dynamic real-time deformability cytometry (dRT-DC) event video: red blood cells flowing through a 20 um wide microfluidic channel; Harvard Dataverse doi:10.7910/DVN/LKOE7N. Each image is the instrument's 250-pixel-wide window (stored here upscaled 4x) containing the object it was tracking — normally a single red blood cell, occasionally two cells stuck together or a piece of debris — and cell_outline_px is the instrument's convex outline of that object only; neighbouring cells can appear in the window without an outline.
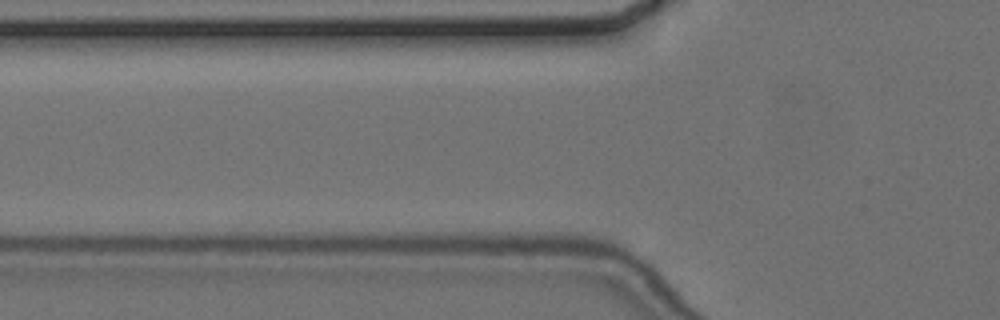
{"species": "common noctule bat (a hibernating species)", "species_latin": "Nyctalus noctula", "temperature_condition": "cold", "stored_images_in_passage": 3, "camera_frame_rate_fps": 3000, "um_per_image_px": 0.085, "animal": {"sex": "female", "body_mass_g": 24.6, "forearm_length_mm": 56.2}, "frame": {"image": 1, "passage_image": 2, "time_ms": 1.333, "image_size_px": [1000, 320], "cell_outline_px": [[664, 276], [660, 276], [524, 240], [528, 236], [536, 232], [580, 232], [616, 244], [640, 256]], "centroid_in_image_um": [50.39, 21.18], "position_along_channel_um": 75.4, "area_um2": 15.95}}